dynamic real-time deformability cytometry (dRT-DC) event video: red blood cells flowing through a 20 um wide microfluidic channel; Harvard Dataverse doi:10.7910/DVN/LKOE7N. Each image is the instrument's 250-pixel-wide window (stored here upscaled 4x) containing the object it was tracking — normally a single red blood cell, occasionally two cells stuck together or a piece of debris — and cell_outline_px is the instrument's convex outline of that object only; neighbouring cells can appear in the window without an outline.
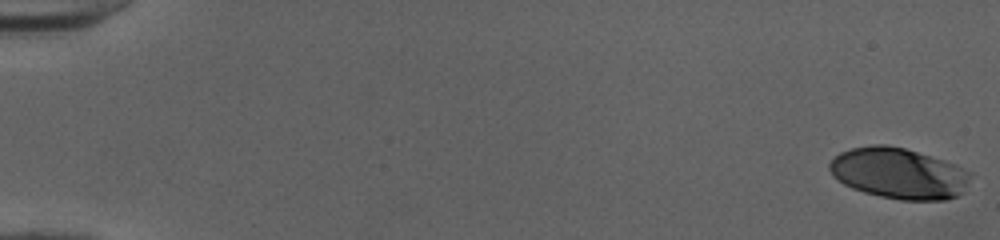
{"species": "human", "species_latin": "Homo sapiens", "temperature_condition": "cold", "stored_images_in_passage": 53, "camera_frame_rate_fps": 3000, "um_per_image_px": 0.085, "donor": {"sex": "female"}, "frame": {"image": 1, "passage_image": 1, "time_ms": 0.0, "image_size_px": [1000, 240], "cell_outline_px": [[972, 172], [964, 192], [956, 196], [944, 200], [900, 200], [880, 196], [864, 192], [852, 188], [844, 184], [832, 176], [828, 168], [828, 164], [840, 152], [852, 148], [872, 144], [888, 144], [904, 148], [956, 164]], "centroid_in_image_um": [76.39, 14.73], "position_along_channel_um": 8.6, "area_um2": 41.96}}
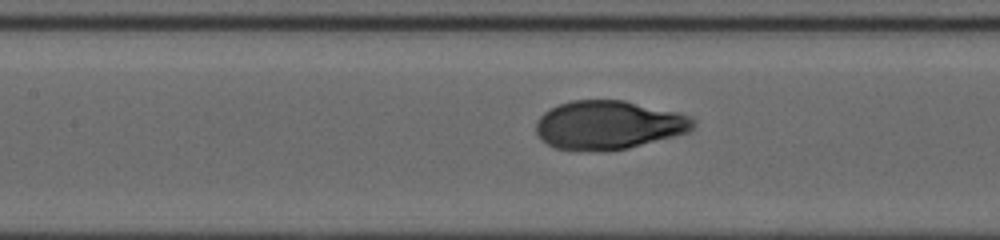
{"frame": {"image": 2, "passage_image": 26, "time_ms": 8.333, "image_size_px": [1000, 240], "cell_outline_px": [[692, 128], [684, 132], [628, 148], [556, 148], [548, 144], [536, 132], [536, 120], [544, 112], [560, 104], [572, 100], [624, 100], [676, 112], [692, 120]], "centroid_in_image_um": [51.66, 10.57], "position_along_channel_um": 155.7, "area_um2": 42.71}}
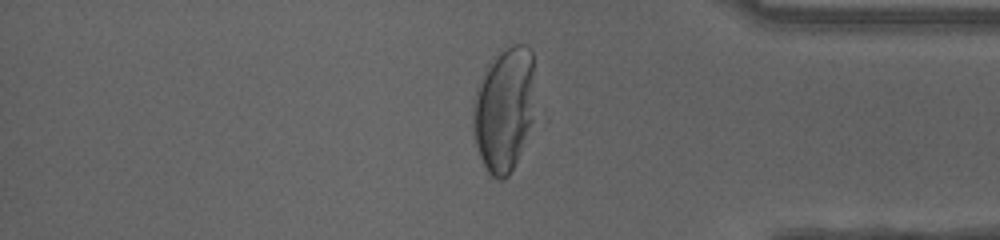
{"frame": {"image": 3, "passage_image": 45, "time_ms": 14.667, "image_size_px": [1000, 240], "cell_outline_px": [[532, 120], [516, 160], [508, 176], [504, 180], [496, 180], [488, 172], [480, 156], [476, 144], [472, 128], [472, 104], [476, 88], [488, 64], [500, 52], [512, 44], [524, 44], [532, 52]], "centroid_in_image_um": [42.79, 9.29], "position_along_channel_um": 392.4, "area_um2": 44.22}, "authors_computed_cell_mechanics": {"area_um2": 43.8124, "velocity_mm_per_s": 3.959, "shape_relaxation_time_tau1_ms": 3.5958, "shape_relaxation_time_tau2_ms": null, "deformation_change_tau1": 0.169, "deformation_change_tau2": null}}